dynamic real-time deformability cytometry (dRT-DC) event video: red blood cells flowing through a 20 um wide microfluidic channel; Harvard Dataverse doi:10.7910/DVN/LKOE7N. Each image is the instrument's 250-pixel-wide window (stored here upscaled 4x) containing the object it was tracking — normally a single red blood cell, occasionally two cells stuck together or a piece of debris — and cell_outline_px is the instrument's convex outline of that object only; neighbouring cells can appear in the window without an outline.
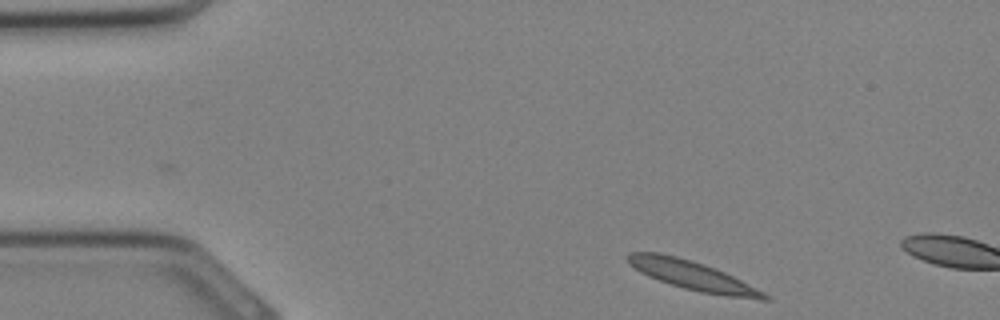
{"species": "Egyptian fruit bat (a non-hibernating species)", "species_latin": "Rousettus aegyptiacus", "temperature_condition": "cold", "stored_images_in_passage": 3, "camera_frame_rate_fps": 3000, "um_per_image_px": 0.085, "animal": {"sex": "female"}, "frame": {"image": 1, "passage_image": 3, "time_ms": 0.667, "image_size_px": [1000, 320], "cell_outline_px": [[772, 300], [760, 300], [728, 296], [700, 292], [684, 288], [648, 276], [640, 272], [624, 256], [628, 252], [660, 252], [692, 260], [716, 268], [772, 296]], "centroid_in_image_um": [58.89, 23.41], "position_along_channel_um": 26.1, "area_um2": 22.95}}